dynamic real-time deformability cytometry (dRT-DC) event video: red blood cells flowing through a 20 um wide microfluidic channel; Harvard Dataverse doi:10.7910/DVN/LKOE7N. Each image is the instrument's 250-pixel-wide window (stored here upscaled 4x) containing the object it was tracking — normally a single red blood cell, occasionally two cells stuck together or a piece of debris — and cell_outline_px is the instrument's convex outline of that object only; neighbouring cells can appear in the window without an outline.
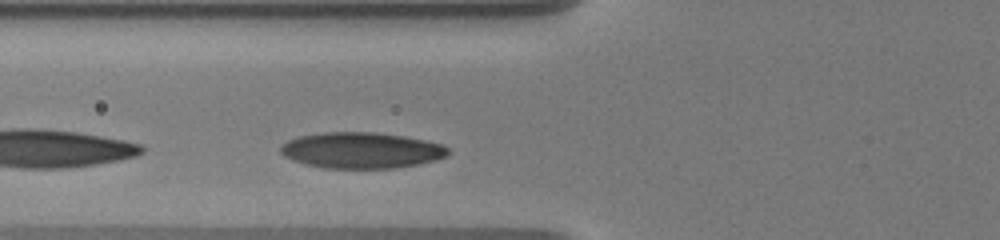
{"species": "human", "species_latin": "Homo sapiens", "temperature_condition": "warm", "stored_images_in_passage": 30, "camera_frame_rate_fps": 3000, "um_per_image_px": 0.085, "donor": {"sex": "male"}, "frame": {"image": 1, "passage_image": 3, "time_ms": 0.667, "image_size_px": [1000, 240], "cell_outline_px": [[448, 152], [444, 156], [432, 160], [416, 164], [396, 168], [324, 168], [304, 164], [292, 160], [284, 156], [280, 152], [280, 148], [288, 140], [300, 136], [324, 132], [372, 132], [404, 136], [424, 140], [440, 144], [448, 148]], "centroid_in_image_um": [30.66, 12.78], "position_along_channel_um": 95.1, "area_um2": 34.8}}
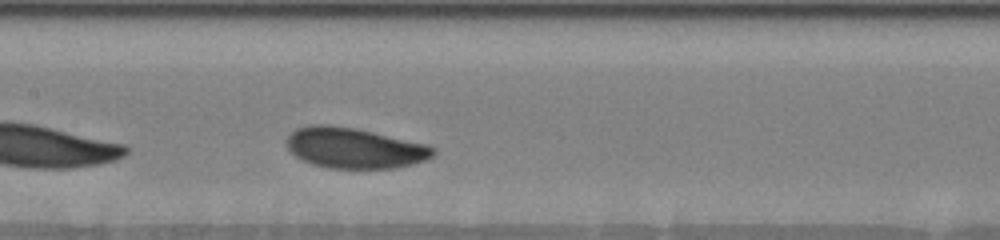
{"frame": {"image": 2, "passage_image": 10, "time_ms": 3.0, "image_size_px": [1000, 240], "cell_outline_px": [[436, 152], [432, 156], [424, 160], [412, 164], [396, 168], [328, 168], [312, 164], [296, 156], [288, 148], [284, 140], [296, 128], [308, 124], [328, 124], [356, 128], [424, 144], [436, 148]], "centroid_in_image_um": [30.08, 12.57], "position_along_channel_um": 177.3, "area_um2": 34.56}}
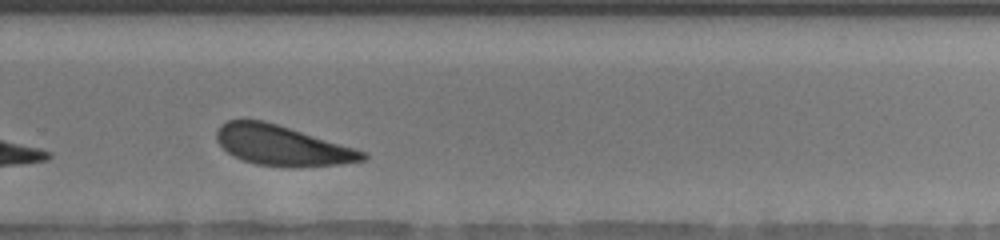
{"frame": {"image": 3, "passage_image": 21, "time_ms": 6.667, "image_size_px": [1000, 240], "cell_outline_px": [[368, 156], [364, 160], [340, 164], [296, 168], [292, 168], [256, 164], [244, 160], [228, 152], [216, 140], [216, 132], [220, 124], [228, 120], [244, 116], [264, 120], [356, 148], [368, 152]], "centroid_in_image_um": [23.96, 12.34], "position_along_channel_um": 305.8, "area_um2": 34.68}, "authors_computed_cell_mechanics": {"area_um2": 34.5355, "velocity_mm_per_s": 3.5169, "shape_relaxation_time_tau1_ms": 1.714, "shape_relaxation_time_tau2_ms": 7.3047, "deformation_change_tau1": 0.0865, "deformation_change_tau2": 0.1481}}